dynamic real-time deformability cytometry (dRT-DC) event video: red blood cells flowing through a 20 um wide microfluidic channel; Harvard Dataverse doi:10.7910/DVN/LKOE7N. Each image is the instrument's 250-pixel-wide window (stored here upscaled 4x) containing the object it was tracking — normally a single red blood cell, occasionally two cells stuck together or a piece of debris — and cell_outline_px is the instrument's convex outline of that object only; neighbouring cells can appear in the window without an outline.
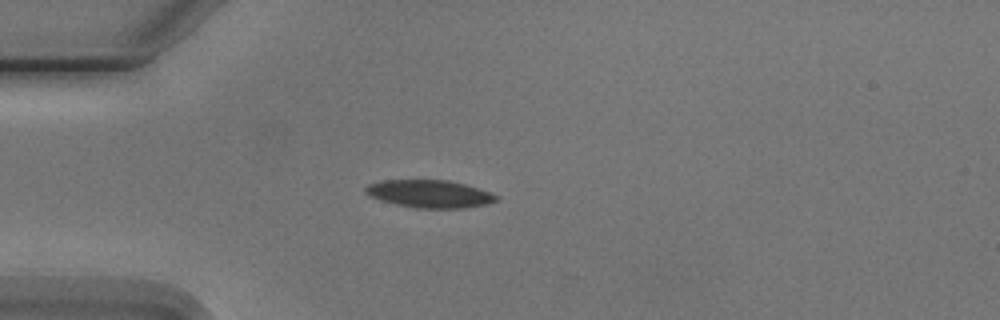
{"species": "Egyptian fruit bat (a non-hibernating species)", "species_latin": "Rousettus aegyptiacus", "temperature_condition": "cold", "stored_images_in_passage": 4, "camera_frame_rate_fps": 3000, "um_per_image_px": 0.085, "animal": {"sex": "male"}, "frame": {"image": 1, "passage_image": 3, "time_ms": 2.333, "image_size_px": [1000, 320], "cell_outline_px": [[500, 196], [496, 200], [488, 204], [464, 208], [416, 208], [396, 204], [380, 200], [368, 196], [364, 192], [364, 188], [368, 184], [384, 180], [448, 180], [464, 184]], "centroid_in_image_um": [36.48, 16.48], "position_along_channel_um": 48.5, "area_um2": 21.04}}